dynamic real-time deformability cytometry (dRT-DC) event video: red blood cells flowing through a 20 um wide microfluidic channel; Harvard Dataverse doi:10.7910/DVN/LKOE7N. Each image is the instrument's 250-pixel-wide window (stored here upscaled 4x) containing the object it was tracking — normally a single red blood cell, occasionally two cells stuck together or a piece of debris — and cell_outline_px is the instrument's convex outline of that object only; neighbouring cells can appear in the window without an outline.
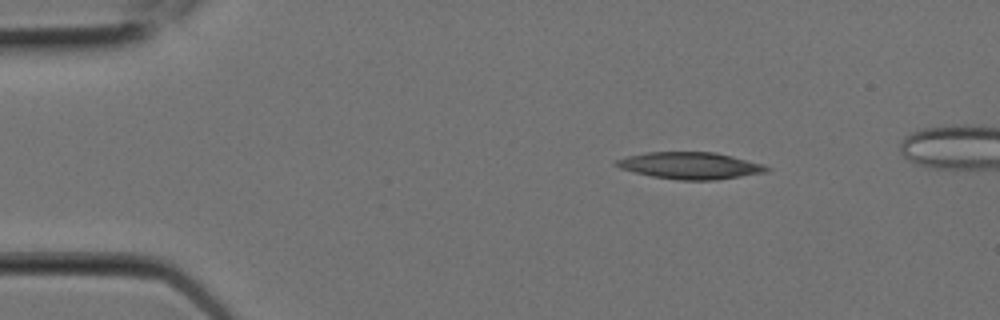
{"species": "Egyptian fruit bat (a non-hibernating species)", "species_latin": "Rousettus aegyptiacus", "temperature_condition": "room temperature", "stored_images_in_passage": 8, "camera_frame_rate_fps": 3000, "um_per_image_px": 0.085, "animal": {"sex": "female"}, "frame": {"image": 1, "passage_image": 1, "time_ms": 0.0, "image_size_px": [1000, 320], "cell_outline_px": [[772, 168], [768, 172], [716, 180], [680, 180], [652, 176], [620, 168], [612, 164], [616, 160], [628, 156], [648, 152], [716, 152], [764, 164]], "centroid_in_image_um": [58.71, 14.07], "position_along_channel_um": 26.3, "area_um2": 23.52}}
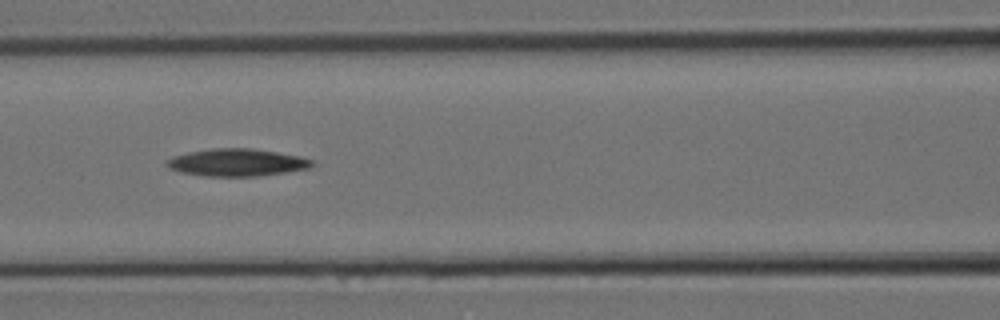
{"frame": {"image": 2, "passage_image": 6, "time_ms": 1.667, "image_size_px": [1000, 320], "cell_outline_px": [[316, 164], [308, 168], [288, 172], [256, 176], [204, 176], [180, 172], [168, 168], [164, 164], [164, 160], [172, 156], [188, 152], [212, 148], [252, 148], [276, 152], [316, 160]], "centroid_in_image_um": [20.1, 13.81], "position_along_channel_um": 146.5, "area_um2": 23.41}}
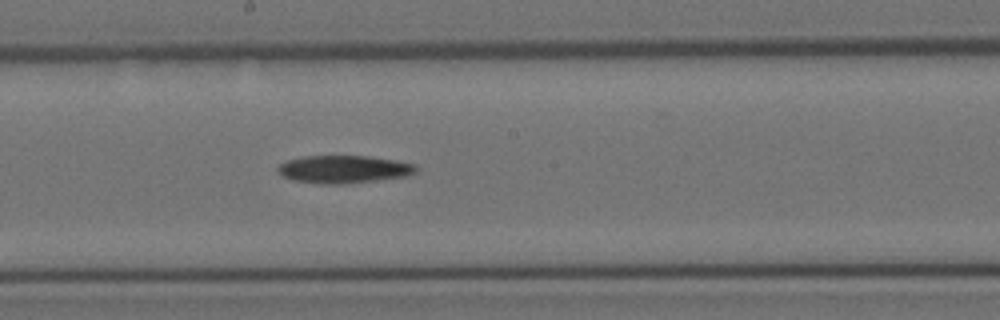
{"frame": {"image": 3, "passage_image": 8, "time_ms": 2.333, "image_size_px": [1000, 320], "cell_outline_px": [[420, 168], [416, 172], [408, 176], [376, 180], [340, 184], [324, 184], [292, 180], [276, 172], [276, 168], [280, 164], [288, 160], [304, 156], [368, 156], [396, 160], [416, 164]], "centroid_in_image_um": [29.25, 14.38], "position_along_channel_um": 219.0, "area_um2": 22.43}}